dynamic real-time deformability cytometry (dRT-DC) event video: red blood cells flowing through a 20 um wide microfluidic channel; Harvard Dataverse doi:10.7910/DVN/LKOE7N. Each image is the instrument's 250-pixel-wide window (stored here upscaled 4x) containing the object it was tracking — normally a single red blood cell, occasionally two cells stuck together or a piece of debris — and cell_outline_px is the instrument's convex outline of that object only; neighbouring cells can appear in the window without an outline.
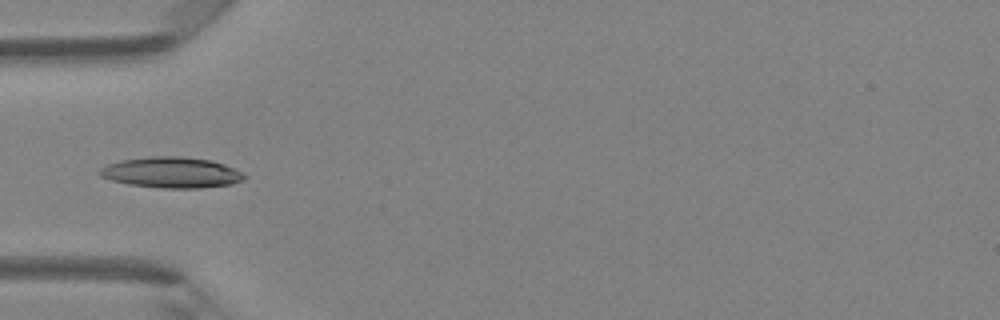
{"species": "Egyptian fruit bat (a non-hibernating species)", "species_latin": "Rousettus aegyptiacus", "temperature_condition": "room temperature", "stored_images_in_passage": 23, "camera_frame_rate_fps": 3000, "um_per_image_px": 0.085, "animal": {"sex": "female"}, "frame": {"image": 1, "passage_image": 4, "time_ms": 1.0, "image_size_px": [1000, 320], "cell_outline_px": [[248, 176], [244, 180], [232, 184], [200, 188], [160, 188], [128, 184], [112, 180], [100, 176], [96, 172], [100, 168], [108, 164], [120, 160], [148, 156], [180, 156], [212, 160], [224, 164]], "centroid_in_image_um": [14.56, 14.66], "position_along_channel_um": 70.4, "area_um2": 26.13}}
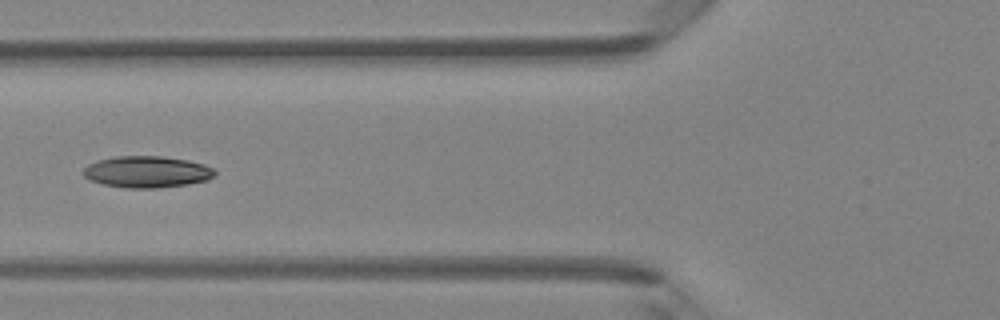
{"frame": {"image": 2, "passage_image": 7, "time_ms": 2.0, "image_size_px": [1000, 320], "cell_outline_px": [[216, 176], [208, 180], [188, 184], [160, 188], [124, 188], [104, 184], [92, 180], [84, 176], [84, 168], [88, 164], [96, 160], [116, 156], [160, 156], [188, 160], [204, 164], [212, 168], [216, 172]], "centroid_in_image_um": [12.52, 14.61], "position_along_channel_um": 113.3, "area_um2": 24.28}}